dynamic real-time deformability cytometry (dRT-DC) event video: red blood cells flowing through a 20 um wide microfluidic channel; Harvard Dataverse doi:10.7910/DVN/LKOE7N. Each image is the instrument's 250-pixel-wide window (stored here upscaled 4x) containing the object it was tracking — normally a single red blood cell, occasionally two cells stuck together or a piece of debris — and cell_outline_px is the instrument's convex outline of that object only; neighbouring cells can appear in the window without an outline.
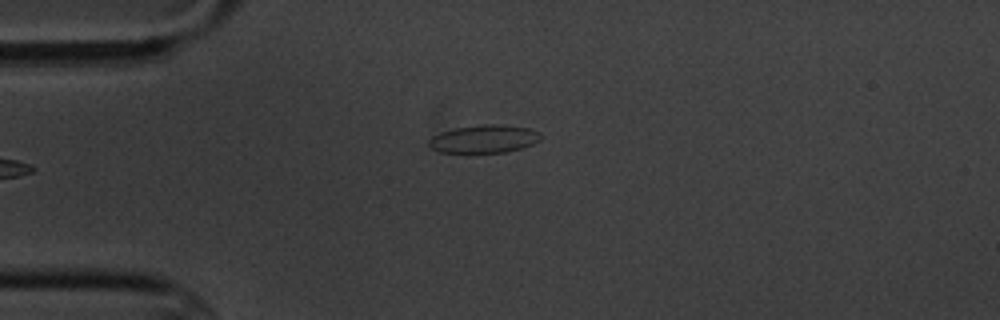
{"species": "common noctule bat (a hibernating species)", "species_latin": "Nyctalus noctula", "temperature_condition": "cold", "stored_images_in_passage": 5, "camera_frame_rate_fps": 3000, "um_per_image_px": 0.085, "animal": {"sex": "male", "body_mass_g": 20.1, "forearm_length_mm": 53.5}, "frame": {"image": 1, "passage_image": 5, "time_ms": 5.667, "image_size_px": [1000, 320], "cell_outline_px": [[540, 140], [532, 144], [520, 148], [504, 152], [440, 152], [428, 148], [428, 140], [432, 136], [440, 132], [456, 128], [484, 124], [500, 124], [528, 128], [540, 132]], "centroid_in_image_um": [41.1, 11.8], "position_along_channel_um": 43.9, "area_um2": 18.15}}